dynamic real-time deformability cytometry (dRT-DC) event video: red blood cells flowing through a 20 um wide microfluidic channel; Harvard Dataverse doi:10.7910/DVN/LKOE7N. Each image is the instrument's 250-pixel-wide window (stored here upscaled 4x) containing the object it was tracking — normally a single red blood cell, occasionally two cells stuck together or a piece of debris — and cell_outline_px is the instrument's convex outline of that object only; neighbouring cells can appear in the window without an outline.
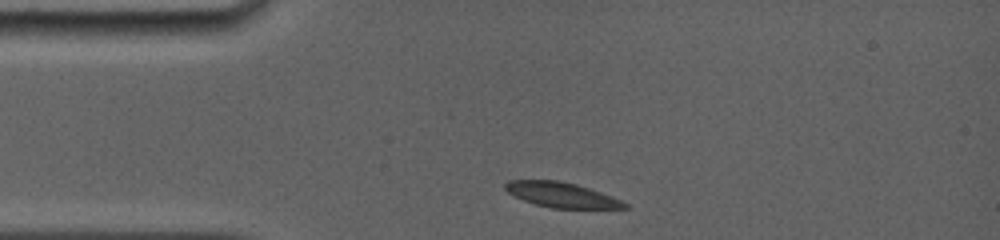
{"species": "common noctule bat (a hibernating species)", "species_latin": "Nyctalus noctula", "temperature_condition": "room temperature", "stored_images_in_passage": 45, "camera_frame_rate_fps": 5000, "um_per_image_px": 0.085, "animal": {"sex": "female", "body_mass_g": 19.0, "forearm_length_mm": 56.7}, "frame": {"image": 1, "passage_image": 1, "time_ms": 0.0, "image_size_px": [1000, 240], "cell_outline_px": [[628, 208], [552, 208], [536, 204], [524, 200], [508, 192], [504, 188], [504, 184], [508, 180], [560, 180], [576, 184], [612, 196], [628, 204]], "centroid_in_image_um": [47.72, 16.55], "position_along_channel_um": 37.3, "area_um2": 17.22}}
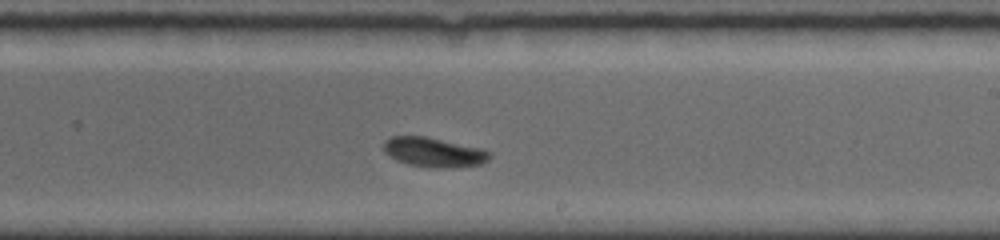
{"frame": {"image": 2, "passage_image": 26, "time_ms": 6.2, "image_size_px": [1000, 240], "cell_outline_px": [[492, 156], [488, 160], [480, 164], [440, 168], [436, 168], [408, 164], [396, 160], [384, 152], [384, 140], [392, 136], [424, 136], [484, 148], [492, 152]], "centroid_in_image_um": [36.9, 12.93], "position_along_channel_um": 252.1, "area_um2": 18.26}}
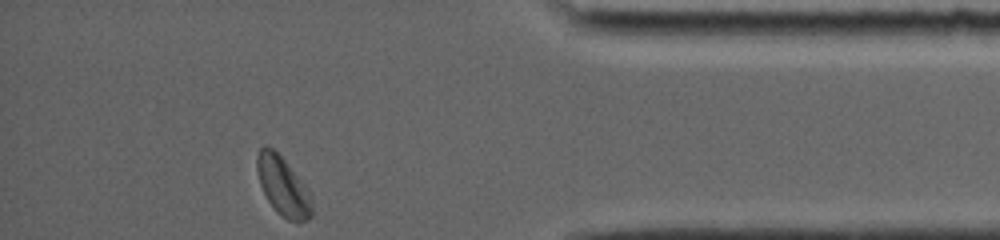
{"frame": {"image": 3, "passage_image": 45, "time_ms": 10.8, "image_size_px": [1000, 240], "cell_outline_px": [[312, 216], [308, 220], [296, 224], [280, 216], [268, 200], [260, 184], [256, 168], [256, 156], [260, 148], [264, 144], [272, 148], [284, 160], [304, 184], [312, 200]], "centroid_in_image_um": [24.05, 15.87], "position_along_channel_um": 411.1, "area_um2": 18.84}, "authors_computed_cell_mechanics": {"area_um2": 18.5538, "velocity_mm_per_s": 3.8731, "shape_relaxation_time_tau1_ms": 3.0813, "shape_relaxation_time_tau2_ms": 8.6739, "deformation_change_tau1": 0.1132, "deformation_change_tau2": 0.09}}